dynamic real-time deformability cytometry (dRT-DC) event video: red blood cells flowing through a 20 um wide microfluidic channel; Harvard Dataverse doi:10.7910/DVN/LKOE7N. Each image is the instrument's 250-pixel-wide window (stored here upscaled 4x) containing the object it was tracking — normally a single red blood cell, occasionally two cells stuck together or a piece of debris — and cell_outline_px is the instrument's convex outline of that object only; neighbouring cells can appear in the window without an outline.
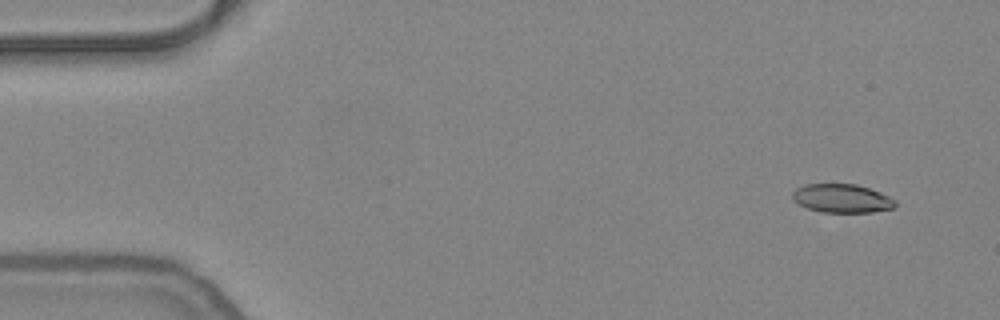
{"species": "common noctule bat (a hibernating species)", "species_latin": "Nyctalus noctula", "temperature_condition": "warm", "stored_images_in_passage": 47, "camera_frame_rate_fps": 3000, "um_per_image_px": 0.085, "animal": {"sex": "female", "body_mass_g": 24.6, "forearm_length_mm": 56.2}, "frame": {"image": 1, "passage_image": 1, "time_ms": 0.0, "image_size_px": [1000, 320], "cell_outline_px": [[896, 204], [892, 208], [872, 212], [820, 212], [808, 208], [792, 200], [792, 192], [796, 188], [804, 184], [856, 184], [880, 192], [896, 200]], "centroid_in_image_um": [71.54, 16.86], "position_along_channel_um": 13.5, "area_um2": 17.11}}
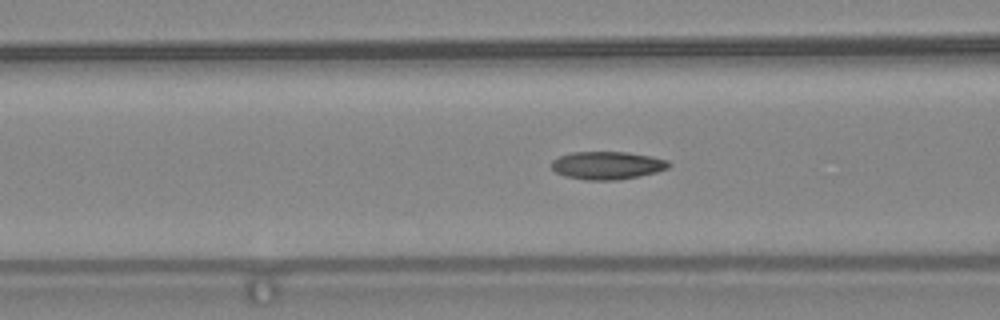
{"frame": {"image": 2, "passage_image": 18, "time_ms": 5.667, "image_size_px": [1000, 320], "cell_outline_px": [[672, 164], [668, 168], [656, 172], [640, 176], [620, 180], [584, 180], [564, 176], [556, 172], [552, 168], [552, 160], [560, 156], [572, 152], [628, 152], [652, 156], [668, 160]], "centroid_in_image_um": [51.64, 14.06], "position_along_channel_um": 115.0, "area_um2": 19.25}}
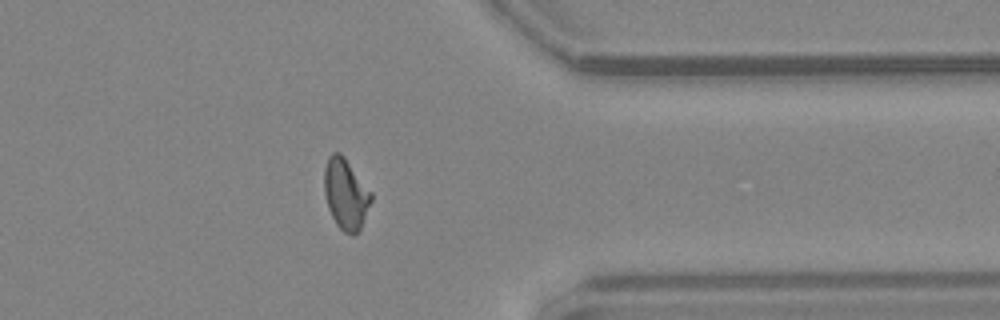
{"frame": {"image": 3, "passage_image": 40, "time_ms": 13.0, "image_size_px": [1000, 320], "cell_outline_px": [[372, 200], [360, 228], [352, 236], [344, 232], [336, 224], [328, 208], [324, 192], [324, 168], [328, 156], [332, 152], [340, 152], [344, 156], [372, 192]], "centroid_in_image_um": [29.38, 16.46], "position_along_channel_um": 382.0, "area_um2": 19.36}, "authors_computed_cell_mechanics": {"area_um2": 18.6116, "velocity_mm_per_s": 3.8099, "shape_relaxation_time_tau1_ms": null, "shape_relaxation_time_tau2_ms": 1.7223, "deformation_change_tau1": null, "deformation_change_tau2": 0.0787}}